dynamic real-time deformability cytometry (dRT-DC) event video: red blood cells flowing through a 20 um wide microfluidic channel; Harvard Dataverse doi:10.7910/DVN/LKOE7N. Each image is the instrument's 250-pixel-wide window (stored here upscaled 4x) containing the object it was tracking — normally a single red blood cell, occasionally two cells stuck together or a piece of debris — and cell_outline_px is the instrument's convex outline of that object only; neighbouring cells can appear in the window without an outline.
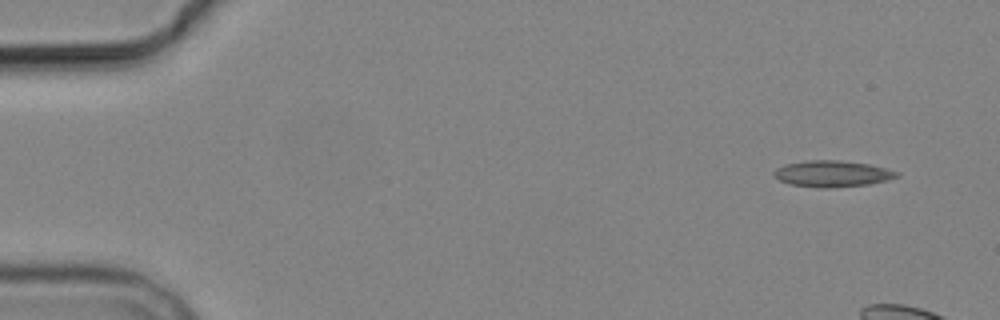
{"species": "common noctule bat (a hibernating species)", "species_latin": "Nyctalus noctula", "temperature_condition": "cold", "stored_images_in_passage": 6, "camera_frame_rate_fps": 3000, "um_per_image_px": 0.085, "animal": {"sex": "male", "body_mass_g": 19.2, "forearm_length_mm": 51.8}, "frame": {"image": 1, "passage_image": 1, "time_ms": 0.0, "image_size_px": [1000, 320], "cell_outline_px": [[900, 176], [888, 180], [868, 184], [832, 188], [816, 188], [788, 184], [772, 176], [772, 172], [776, 168], [784, 164], [804, 160], [836, 160], [868, 164], [900, 172]], "centroid_in_image_um": [70.69, 14.77], "position_along_channel_um": 14.3, "area_um2": 19.07}}